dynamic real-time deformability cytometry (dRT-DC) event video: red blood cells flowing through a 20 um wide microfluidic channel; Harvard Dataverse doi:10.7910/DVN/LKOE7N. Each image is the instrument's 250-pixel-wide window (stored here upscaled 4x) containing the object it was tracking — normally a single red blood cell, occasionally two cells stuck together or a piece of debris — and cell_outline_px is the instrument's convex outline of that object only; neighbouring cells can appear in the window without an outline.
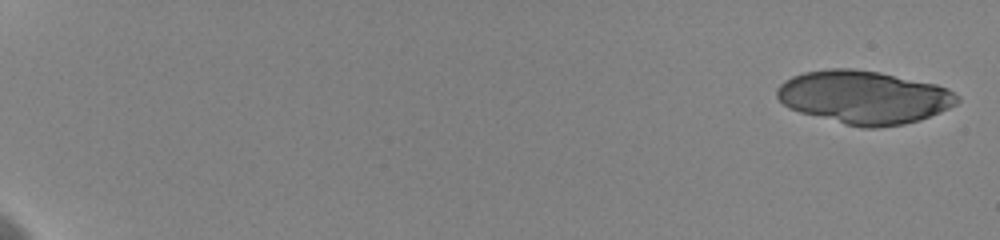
{"species": "human", "species_latin": "Homo sapiens", "temperature_condition": "cold", "stored_images_in_passage": 14, "camera_frame_rate_fps": 3000, "um_per_image_px": 0.085, "donor": {"sex": "female"}, "frame": {"image": 1, "passage_image": 1, "time_ms": 0.0, "image_size_px": [1000, 240], "cell_outline_px": [[960, 100], [956, 104], [940, 112], [920, 120], [904, 124], [876, 128], [860, 128], [844, 124], [800, 112], [788, 108], [776, 96], [776, 88], [784, 80], [792, 76], [804, 72], [828, 68], [852, 68], [880, 72], [936, 84], [948, 88], [960, 96]], "centroid_in_image_um": [73.44, 8.26], "position_along_channel_um": 11.6, "area_um2": 56.18}}